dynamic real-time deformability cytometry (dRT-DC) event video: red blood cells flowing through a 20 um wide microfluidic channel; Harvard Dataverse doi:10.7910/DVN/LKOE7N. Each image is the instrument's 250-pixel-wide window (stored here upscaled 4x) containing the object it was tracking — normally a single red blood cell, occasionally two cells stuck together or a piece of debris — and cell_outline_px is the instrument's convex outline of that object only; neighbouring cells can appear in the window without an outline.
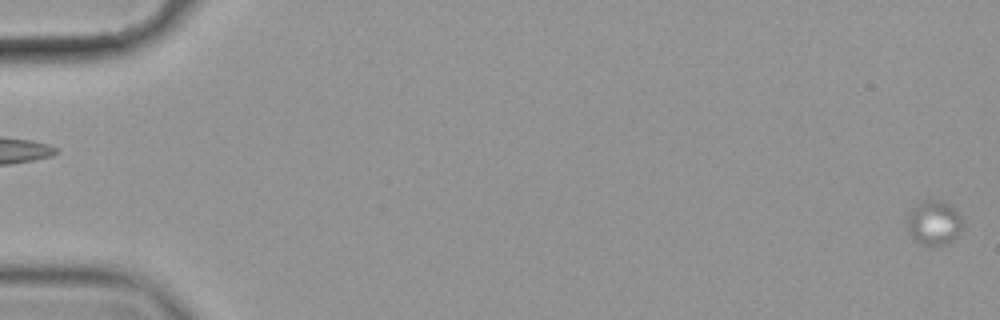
{"species": "common noctule bat (a hibernating species)", "species_latin": "Nyctalus noctula", "temperature_condition": "cold", "stored_images_in_passage": 28, "camera_frame_rate_fps": 3000, "um_per_image_px": 0.085, "animal": {"sex": "female", "body_mass_g": 19.9}, "frame": {"image": 1, "passage_image": 1, "time_ms": 0.0, "image_size_px": [1000, 320], "cell_outline_px": [[964, 224], [960, 236], [956, 240], [940, 248], [920, 244], [908, 232], [908, 212], [912, 208], [924, 200], [944, 200], [960, 216]], "centroid_in_image_um": [79.43, 19.0], "position_along_channel_um": 5.6, "area_um2": 14.85}}
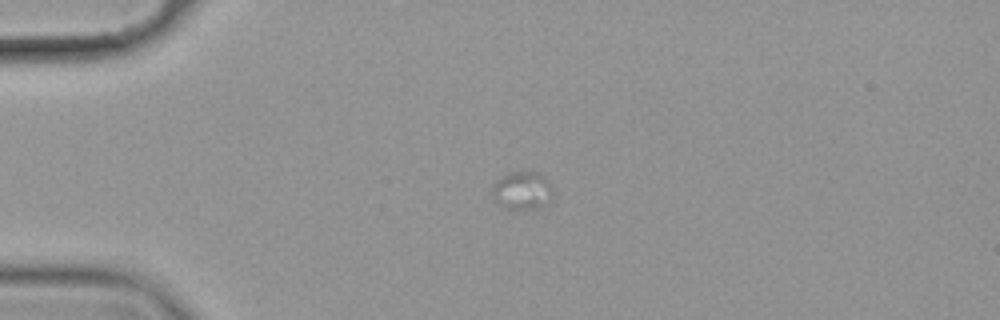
{"frame": {"image": 2, "passage_image": 16, "time_ms": 5.0, "image_size_px": [1000, 320], "cell_outline_px": [[556, 192], [552, 200], [548, 204], [536, 208], [504, 208], [492, 200], [492, 184], [496, 180], [508, 172], [540, 172], [548, 180]], "centroid_in_image_um": [44.42, 16.19], "position_along_channel_um": 40.6, "area_um2": 13.93}}
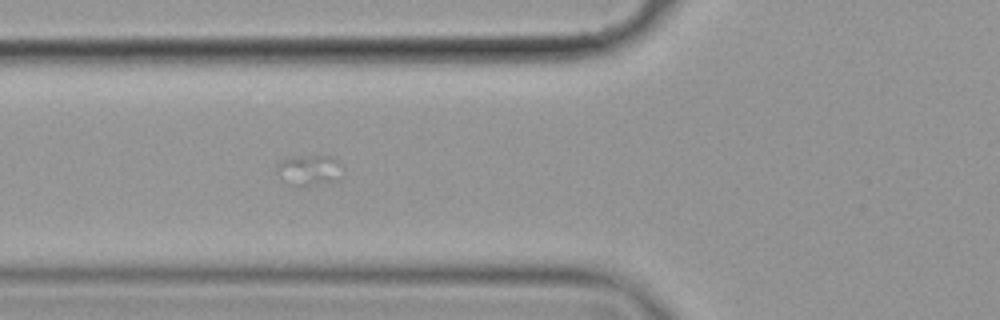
{"frame": {"image": 3, "passage_image": 24, "time_ms": 7.667, "image_size_px": [1000, 320], "cell_outline_px": [[340, 180], [308, 188], [292, 184], [276, 172], [276, 164], [280, 160], [312, 156], [328, 156], [332, 160]], "centroid_in_image_um": [26.19, 14.53], "position_along_channel_um": 99.6, "area_um2": 10.98}}